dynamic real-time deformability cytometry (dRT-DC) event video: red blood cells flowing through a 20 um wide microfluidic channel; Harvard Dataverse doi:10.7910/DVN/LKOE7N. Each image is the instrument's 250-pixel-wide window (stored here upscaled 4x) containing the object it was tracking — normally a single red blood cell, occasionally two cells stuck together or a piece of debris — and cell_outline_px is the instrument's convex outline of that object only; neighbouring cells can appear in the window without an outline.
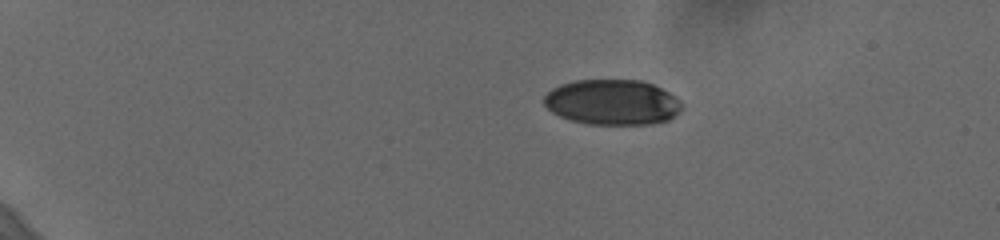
{"species": "human", "species_latin": "Homo sapiens", "temperature_condition": "cold", "stored_images_in_passage": 47, "camera_frame_rate_fps": 3000, "um_per_image_px": 0.085, "donor": {"sex": "female"}, "frame": {"image": 1, "passage_image": 1, "time_ms": 0.0, "image_size_px": [1000, 240], "cell_outline_px": [[680, 112], [668, 120], [652, 124], [588, 124], [568, 120], [552, 112], [544, 104], [544, 96], [552, 88], [560, 84], [576, 80], [640, 80], [652, 84], [676, 96], [680, 100]], "centroid_in_image_um": [52.03, 8.69], "position_along_channel_um": 33.0, "area_um2": 36.47}}
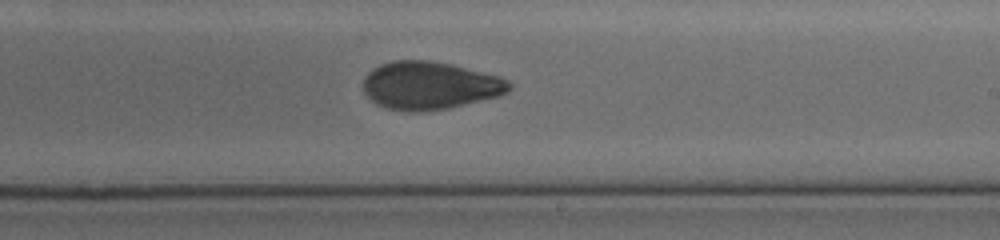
{"frame": {"image": 2, "passage_image": 27, "time_ms": 8.667, "image_size_px": [1000, 240], "cell_outline_px": [[512, 88], [508, 92], [500, 96], [448, 108], [420, 112], [404, 112], [388, 108], [376, 104], [364, 92], [364, 76], [372, 68], [380, 64], [392, 60], [428, 60], [452, 64], [500, 76], [508, 80], [512, 84]], "centroid_in_image_um": [36.54, 7.27], "position_along_channel_um": 252.5, "area_um2": 41.1}}
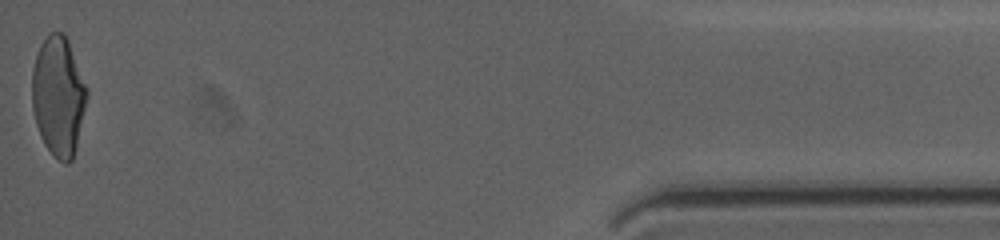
{"frame": {"image": 3, "passage_image": 47, "time_ms": 15.333, "image_size_px": [1000, 240], "cell_outline_px": [[88, 96], [76, 148], [72, 160], [68, 164], [64, 164], [44, 144], [40, 136], [36, 124], [32, 108], [32, 68], [40, 44], [48, 32], [64, 32], [68, 40], [88, 88]], "centroid_in_image_um": [4.97, 8.14], "position_along_channel_um": 430.2, "area_um2": 38.44}, "authors_computed_cell_mechanics": {"area_um2": 39.882, "velocity_mm_per_s": 3.6812, "shape_relaxation_time_tau1_ms": 5.8344, "shape_relaxation_time_tau2_ms": 1.9137, "deformation_change_tau1": 0.1752, "deformation_change_tau2": 0.0713}}